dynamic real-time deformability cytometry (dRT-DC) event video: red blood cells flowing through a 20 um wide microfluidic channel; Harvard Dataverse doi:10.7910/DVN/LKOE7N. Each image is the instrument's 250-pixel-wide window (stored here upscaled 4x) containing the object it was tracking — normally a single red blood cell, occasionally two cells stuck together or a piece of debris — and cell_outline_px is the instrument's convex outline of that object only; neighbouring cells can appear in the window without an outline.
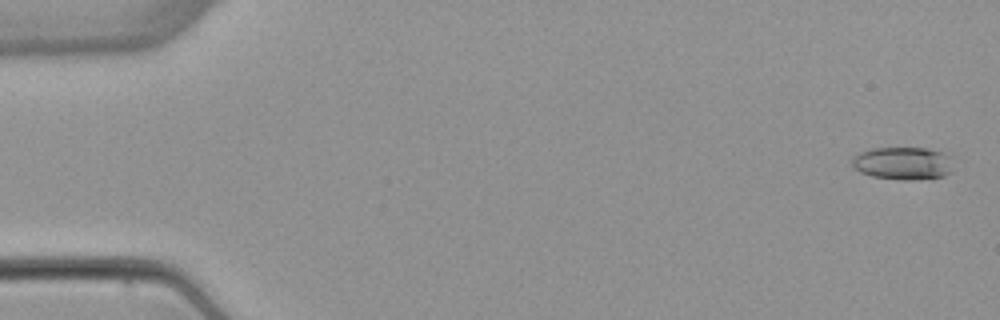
{"species": "common noctule bat (a hibernating species)", "species_latin": "Nyctalus noctula", "temperature_condition": "warm", "stored_images_in_passage": 4, "camera_frame_rate_fps": 3000, "um_per_image_px": 0.085, "animal": {"sex": "female", "body_mass_g": 22.7, "forearm_length_mm": 54.2}, "frame": {"image": 1, "passage_image": 1, "time_ms": 0.0, "image_size_px": [1000, 320], "cell_outline_px": [[952, 172], [944, 176], [916, 180], [900, 180], [872, 176], [860, 172], [852, 164], [852, 156], [860, 152], [872, 148], [928, 148], [952, 156]], "centroid_in_image_um": [76.77, 13.88], "position_along_channel_um": 8.2, "area_um2": 19.54}}
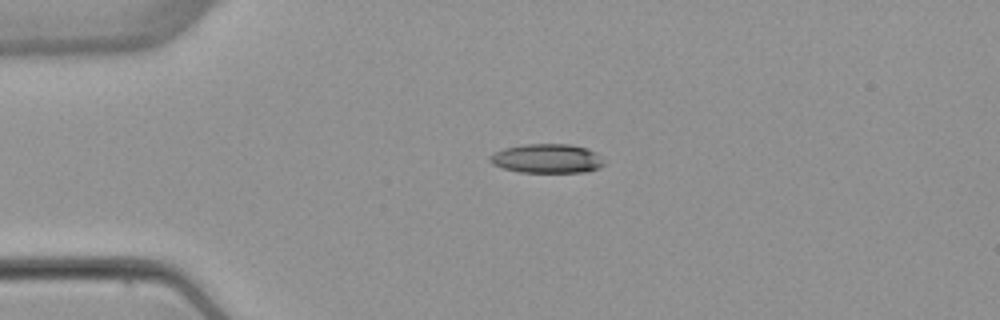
{"frame": {"image": 2, "passage_image": 4, "time_ms": 3.667, "image_size_px": [1000, 320], "cell_outline_px": [[604, 164], [600, 168], [588, 172], [520, 172], [504, 168], [492, 164], [488, 160], [488, 156], [504, 148], [524, 144], [568, 144], [588, 148], [596, 152], [604, 160]], "centroid_in_image_um": [46.52, 13.47], "position_along_channel_um": 38.5, "area_um2": 19.54}}